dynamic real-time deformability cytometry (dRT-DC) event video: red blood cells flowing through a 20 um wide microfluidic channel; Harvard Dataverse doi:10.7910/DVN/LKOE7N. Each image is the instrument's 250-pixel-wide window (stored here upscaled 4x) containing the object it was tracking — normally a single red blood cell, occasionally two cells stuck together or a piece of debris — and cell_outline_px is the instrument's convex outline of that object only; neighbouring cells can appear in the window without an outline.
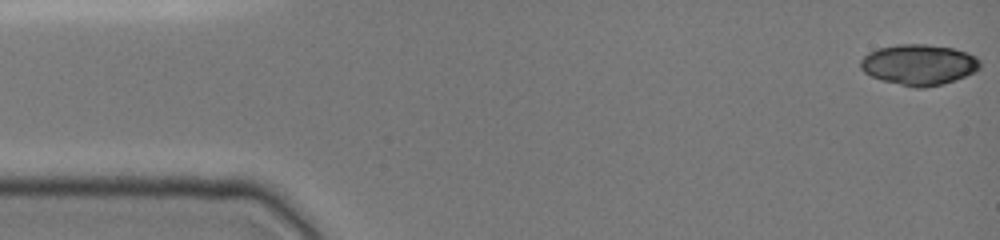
{"species": "common noctule bat (a hibernating species)", "species_latin": "Nyctalus noctula", "temperature_condition": "cold", "stored_images_in_passage": 46, "camera_frame_rate_fps": 3000, "um_per_image_px": 0.085, "animal": {"sex": "female", "body_mass_g": 19.0, "forearm_length_mm": 51.5}, "frame": {"image": 1, "passage_image": 1, "time_ms": 0.0, "image_size_px": [1000, 240], "cell_outline_px": [[980, 68], [976, 72], [956, 80], [944, 84], [924, 88], [912, 88], [880, 80], [864, 72], [860, 68], [860, 60], [868, 52], [880, 48], [900, 44], [928, 44], [952, 48], [968, 52], [976, 56], [980, 60]], "centroid_in_image_um": [78.13, 5.51], "position_along_channel_um": 6.9, "area_um2": 28.73}}
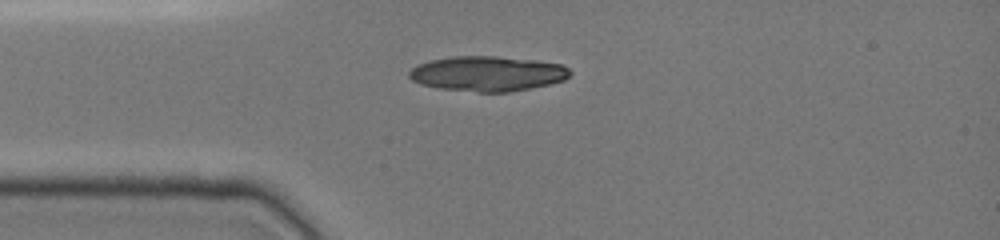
{"frame": {"image": 2, "passage_image": 12, "time_ms": 3.667, "image_size_px": [1000, 240], "cell_outline_px": [[572, 72], [564, 80], [548, 84], [508, 92], [476, 92], [440, 88], [420, 84], [412, 80], [408, 76], [408, 72], [412, 68], [420, 64], [432, 60], [452, 56], [496, 56], [536, 60], [560, 64], [568, 68]], "centroid_in_image_um": [41.43, 6.25], "position_along_channel_um": 43.6, "area_um2": 32.66}}